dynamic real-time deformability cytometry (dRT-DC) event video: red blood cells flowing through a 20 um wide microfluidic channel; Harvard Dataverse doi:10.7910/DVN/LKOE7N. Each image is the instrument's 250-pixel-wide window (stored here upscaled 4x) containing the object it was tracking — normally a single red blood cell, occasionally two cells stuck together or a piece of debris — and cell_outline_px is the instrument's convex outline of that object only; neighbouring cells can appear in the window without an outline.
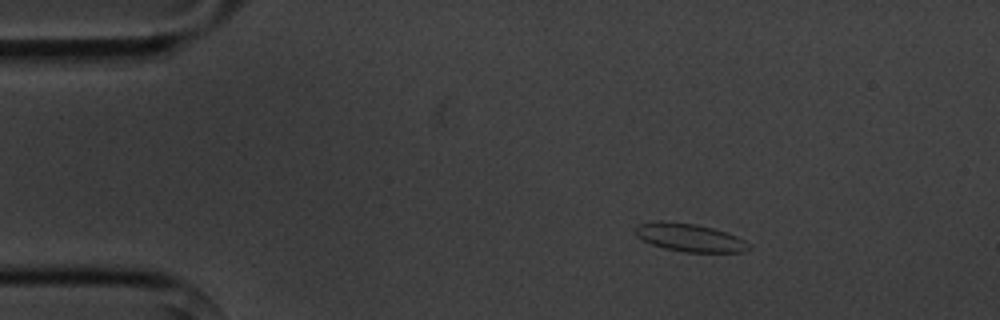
{"species": "common noctule bat (a hibernating species)", "species_latin": "Nyctalus noctula", "temperature_condition": "cold", "stored_images_in_passage": 4, "camera_frame_rate_fps": 3000, "um_per_image_px": 0.085, "animal": {"sex": "male", "body_mass_g": 20.1, "forearm_length_mm": 53.5}, "frame": {"image": 1, "passage_image": 2, "time_ms": 1.0, "image_size_px": [1000, 320], "cell_outline_px": [[752, 248], [740, 252], [684, 252], [664, 248], [652, 244], [636, 236], [636, 224], [656, 220], [660, 220], [696, 224], [712, 228], [736, 236], [752, 244]], "centroid_in_image_um": [58.61, 20.19], "position_along_channel_um": 26.4, "area_um2": 18.55}}